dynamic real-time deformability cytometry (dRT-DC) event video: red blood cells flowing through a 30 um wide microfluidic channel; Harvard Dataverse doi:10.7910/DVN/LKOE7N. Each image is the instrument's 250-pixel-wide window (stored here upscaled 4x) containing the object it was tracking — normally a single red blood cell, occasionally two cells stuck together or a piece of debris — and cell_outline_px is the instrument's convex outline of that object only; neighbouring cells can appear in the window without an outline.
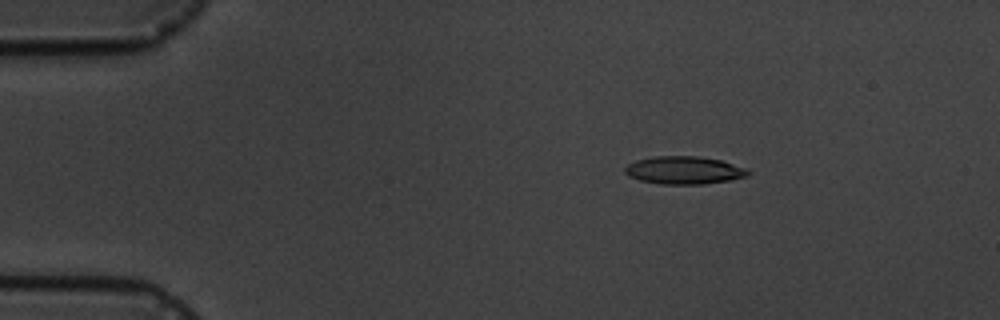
{"species": "common noctule bat (a hibernating species)", "species_latin": "Nyctalus noctula", "temperature_condition": "cold", "stored_images_in_passage": 5, "camera_frame_rate_fps": 3000, "um_per_image_px": 0.085, "animal": {"sex": "male", "body_mass_g": 19.5, "forearm_length_mm": 54.6}, "frame": {"image": 1, "passage_image": 3, "time_ms": 2.333, "image_size_px": [1000, 320], "cell_outline_px": [[752, 172], [748, 176], [732, 180], [704, 184], [660, 184], [640, 180], [628, 176], [624, 172], [624, 168], [628, 164], [636, 160], [656, 156], [700, 156], [720, 160], [748, 168]], "centroid_in_image_um": [58.18, 14.47], "position_along_channel_um": 26.8, "area_um2": 20.17}}